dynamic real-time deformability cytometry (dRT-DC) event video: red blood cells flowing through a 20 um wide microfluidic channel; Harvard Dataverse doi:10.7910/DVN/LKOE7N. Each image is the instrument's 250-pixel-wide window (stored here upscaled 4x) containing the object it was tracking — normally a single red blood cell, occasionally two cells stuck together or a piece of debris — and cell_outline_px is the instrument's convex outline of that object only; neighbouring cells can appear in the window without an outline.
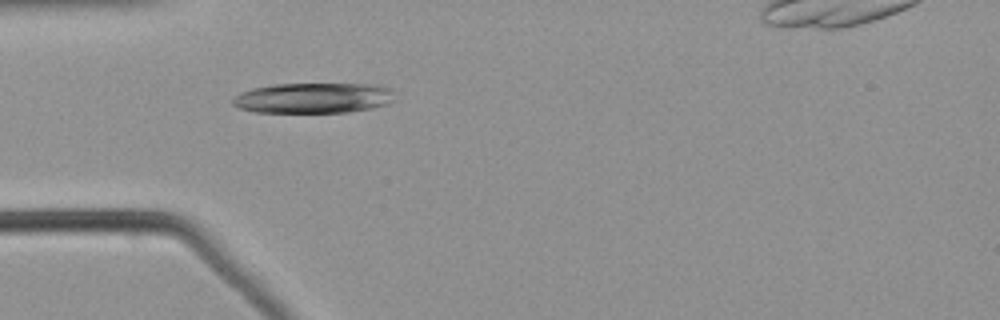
{"species": "common noctule bat (a hibernating species)", "species_latin": "Nyctalus noctula", "temperature_condition": "warm", "stored_images_in_passage": 37, "camera_frame_rate_fps": 3000, "um_per_image_px": 0.085, "animal": {"sex": "male", "body_mass_g": 21.5, "forearm_length_mm": 52.0}, "frame": {"image": 1, "passage_image": 1, "time_ms": 0.0, "image_size_px": [1000, 320], "cell_outline_px": [[392, 100], [388, 104], [372, 108], [348, 112], [256, 112], [240, 108], [232, 104], [232, 100], [240, 92], [252, 88], [272, 84], [376, 84], [392, 88]], "centroid_in_image_um": [26.64, 8.32], "position_along_channel_um": 58.4, "area_um2": 28.73}}
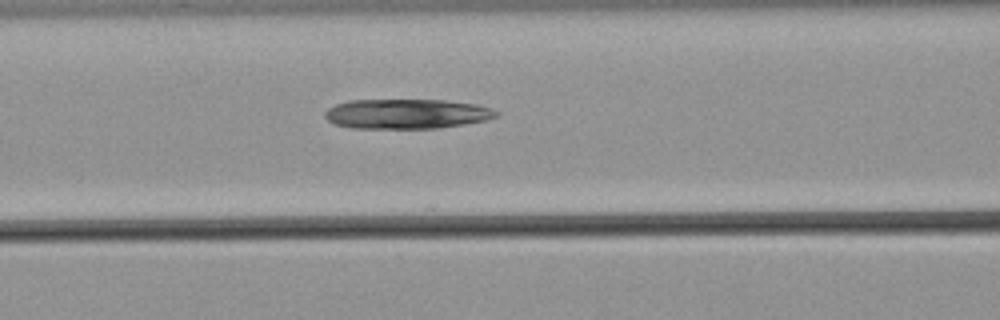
{"frame": {"image": 2, "passage_image": 7, "time_ms": 2.0, "image_size_px": [1000, 320], "cell_outline_px": [[500, 112], [496, 116], [484, 120], [436, 128], [352, 128], [332, 124], [324, 116], [324, 112], [328, 108], [336, 104], [348, 100], [448, 100], [476, 104]], "centroid_in_image_um": [34.49, 9.67], "position_along_channel_um": 132.1, "area_um2": 29.59}}
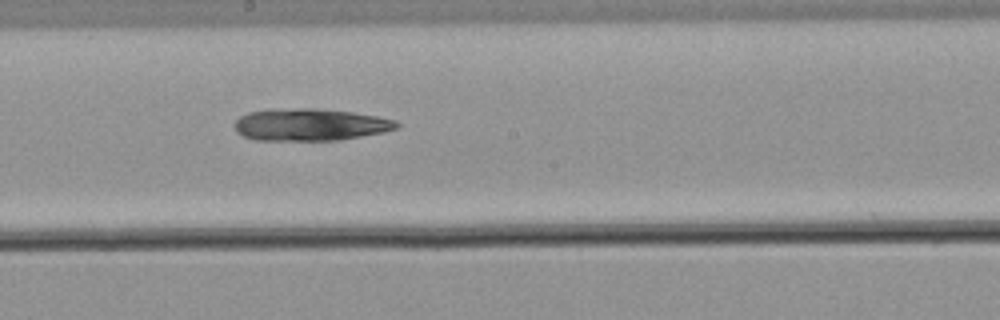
{"frame": {"image": 3, "passage_image": 14, "time_ms": 4.333, "image_size_px": [1000, 320], "cell_outline_px": [[400, 128], [384, 132], [340, 140], [256, 140], [244, 136], [236, 132], [236, 120], [240, 116], [248, 112], [268, 108], [316, 108], [352, 112], [376, 116], [396, 120], [400, 124]], "centroid_in_image_um": [26.37, 10.58], "position_along_channel_um": 221.8, "area_um2": 30.63}}